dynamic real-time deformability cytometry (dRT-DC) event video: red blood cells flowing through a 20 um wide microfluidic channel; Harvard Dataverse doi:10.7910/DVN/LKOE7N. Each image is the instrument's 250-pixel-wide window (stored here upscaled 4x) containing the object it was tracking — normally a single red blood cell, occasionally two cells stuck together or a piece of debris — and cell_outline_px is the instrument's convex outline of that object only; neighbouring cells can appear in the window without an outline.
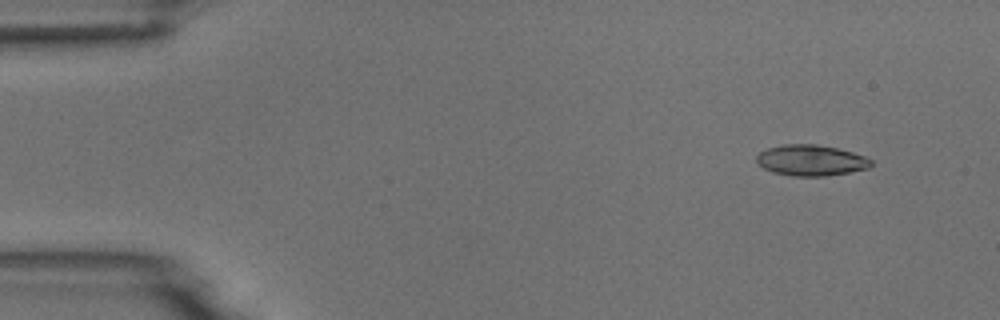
{"species": "common noctule bat (a hibernating species)", "species_latin": "Nyctalus noctula", "temperature_condition": "room temperature", "stored_images_in_passage": 4, "camera_frame_rate_fps": 3000, "um_per_image_px": 0.085, "animal": {"sex": "male", "body_mass_g": 18.8}, "frame": {"image": 1, "passage_image": 1, "time_ms": 0.0, "image_size_px": [1000, 320], "cell_outline_px": [[872, 164], [868, 168], [848, 172], [824, 176], [792, 176], [772, 172], [764, 168], [756, 160], [756, 156], [760, 152], [768, 148], [784, 144], [816, 144], [836, 148], [852, 152], [864, 156], [872, 160]], "centroid_in_image_um": [68.92, 13.62], "position_along_channel_um": 16.1, "area_um2": 20.46}}
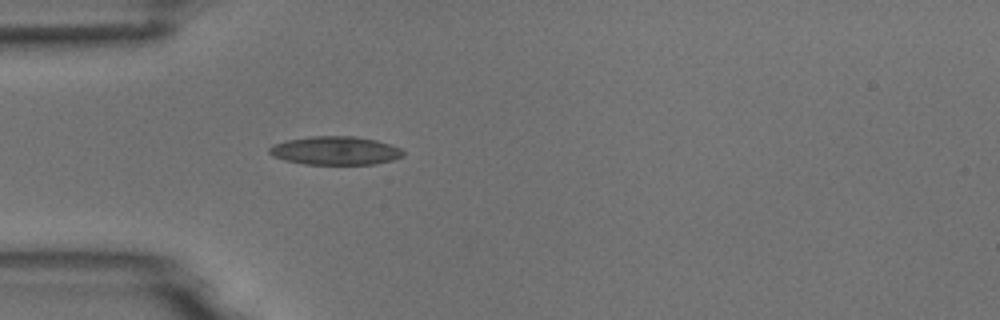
{"frame": {"image": 2, "passage_image": 4, "time_ms": 3.667, "image_size_px": [1000, 320], "cell_outline_px": [[404, 156], [392, 160], [376, 164], [304, 164], [284, 160], [272, 156], [268, 152], [268, 148], [276, 144], [288, 140], [312, 136], [356, 136], [376, 140], [400, 148], [404, 152]], "centroid_in_image_um": [28.51, 12.81], "position_along_channel_um": 56.5, "area_um2": 22.14}}